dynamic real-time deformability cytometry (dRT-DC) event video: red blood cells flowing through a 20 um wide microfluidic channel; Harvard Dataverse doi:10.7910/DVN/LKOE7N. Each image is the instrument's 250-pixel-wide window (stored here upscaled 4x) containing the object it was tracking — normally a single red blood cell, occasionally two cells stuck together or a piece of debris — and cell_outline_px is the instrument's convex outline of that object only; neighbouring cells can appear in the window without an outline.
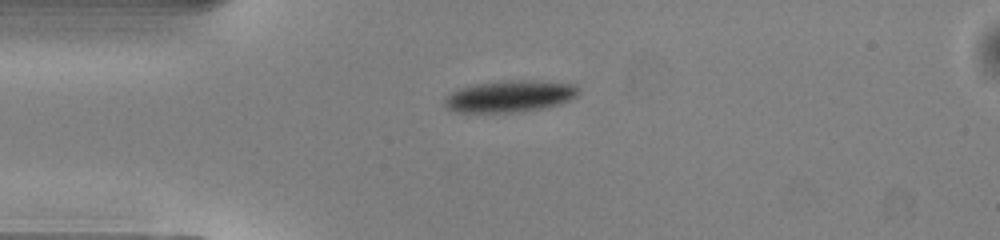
{"species": "common noctule bat (a hibernating species)", "species_latin": "Nyctalus noctula", "temperature_condition": "warm", "stored_images_in_passage": 39, "camera_frame_rate_fps": 3000, "um_per_image_px": 0.085, "animal": {"sex": "male", "body_mass_g": 13.0, "forearm_length_mm": 53.1}, "frame": {"image": 1, "passage_image": 1, "time_ms": 0.0, "image_size_px": [1000, 240], "cell_outline_px": [[580, 92], [576, 96], [568, 100], [544, 108], [512, 112], [460, 112], [448, 108], [444, 104], [444, 96], [456, 88], [472, 84], [504, 80], [540, 80], [576, 84], [580, 88]], "centroid_in_image_um": [43.31, 8.15], "position_along_channel_um": 41.7, "area_um2": 25.03}}
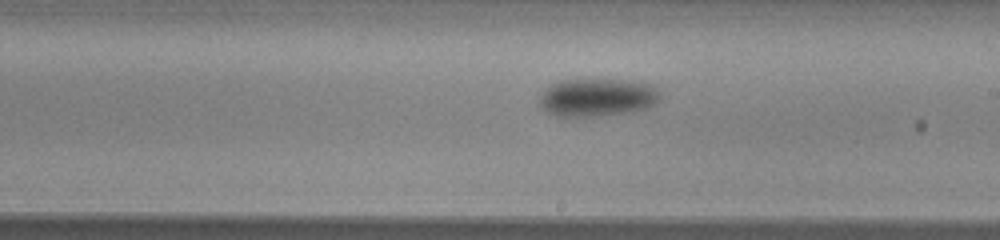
{"frame": {"image": 2, "passage_image": 17, "time_ms": 5.333, "image_size_px": [1000, 240], "cell_outline_px": [[660, 100], [644, 108], [632, 112], [592, 116], [556, 116], [548, 112], [540, 104], [540, 96], [556, 80], [592, 76], [632, 80], [652, 84], [660, 92]], "centroid_in_image_um": [50.79, 8.21], "position_along_channel_um": 238.2, "area_um2": 27.57}}
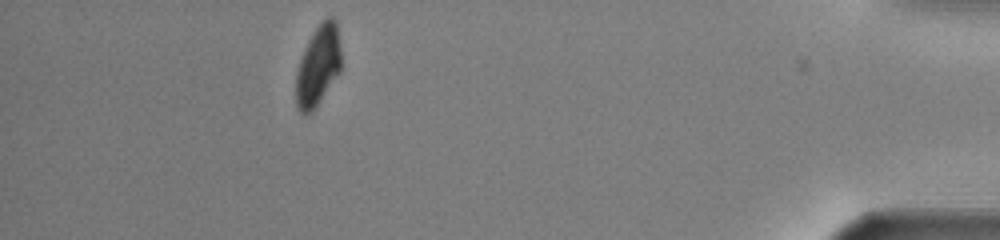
{"frame": {"image": 3, "passage_image": 34, "time_ms": 11.0, "image_size_px": [1000, 240], "cell_outline_px": [[340, 72], [316, 108], [312, 112], [300, 112], [296, 108], [296, 76], [300, 60], [304, 48], [308, 40], [316, 28], [328, 16], [332, 16], [336, 20], [340, 44]], "centroid_in_image_um": [27.04, 5.59], "position_along_channel_um": 408.2, "area_um2": 21.1}, "authors_computed_cell_mechanics": {"area_um2": 25.0274, "velocity_mm_per_s": 4.0798, "shape_relaxation_time_tau1_ms": 3.0749, "shape_relaxation_time_tau2_ms": null, "deformation_change_tau1": 0.108, "deformation_change_tau2": null}}